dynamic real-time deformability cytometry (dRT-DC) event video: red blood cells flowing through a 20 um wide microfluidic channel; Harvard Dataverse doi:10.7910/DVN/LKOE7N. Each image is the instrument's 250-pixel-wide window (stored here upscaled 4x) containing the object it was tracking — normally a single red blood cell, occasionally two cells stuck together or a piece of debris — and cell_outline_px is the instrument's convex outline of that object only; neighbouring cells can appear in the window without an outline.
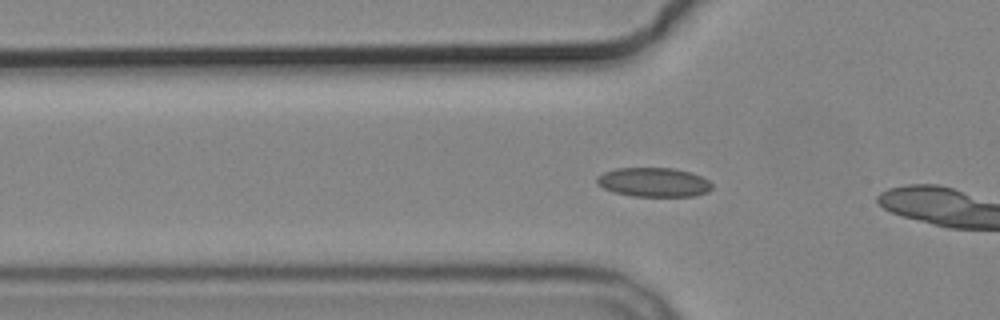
{"species": "common noctule bat (a hibernating species)", "species_latin": "Nyctalus noctula", "temperature_condition": "cold", "stored_images_in_passage": 5, "segment_of_instrument_passage": [2, 2], "camera_frame_rate_fps": 3000, "um_per_image_px": 0.085, "animal": {"sex": "male", "body_mass_g": 19.2, "forearm_length_mm": 51.8}, "frame": {"image": 1, "passage_image": 5, "time_ms": 5.667, "image_size_px": [1000, 320], "cell_outline_px": [[712, 188], [708, 192], [696, 196], [632, 196], [616, 192], [604, 188], [596, 184], [596, 176], [604, 172], [616, 168], [676, 168], [692, 172], [708, 180], [712, 184]], "centroid_in_image_um": [55.58, 15.48], "position_along_channel_um": 70.2, "area_um2": 19.71}}